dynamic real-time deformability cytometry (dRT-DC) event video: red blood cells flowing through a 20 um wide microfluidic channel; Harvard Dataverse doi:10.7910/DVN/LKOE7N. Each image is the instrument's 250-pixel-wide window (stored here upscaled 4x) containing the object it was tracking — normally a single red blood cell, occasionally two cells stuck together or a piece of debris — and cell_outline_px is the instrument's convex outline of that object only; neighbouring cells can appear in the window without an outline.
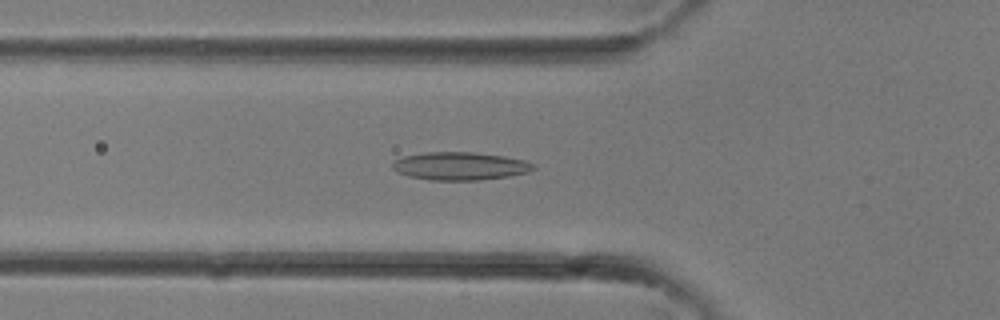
{"species": "common noctule bat (a hibernating species)", "species_latin": "Nyctalus noctula", "temperature_condition": "room temperature", "stored_images_in_passage": 32, "camera_frame_rate_fps": 3000, "um_per_image_px": 0.085, "animal": {"sex": "female"}, "frame": {"image": 1, "passage_image": 11, "time_ms": 3.333, "image_size_px": [1000, 320], "cell_outline_px": [[536, 168], [528, 172], [508, 176], [480, 180], [428, 180], [408, 176], [396, 172], [392, 168], [392, 164], [396, 160], [404, 156], [424, 152], [472, 152], [504, 156], [524, 160], [536, 164]], "centroid_in_image_um": [39.1, 14.12], "position_along_channel_um": 86.7, "area_um2": 23.06}}
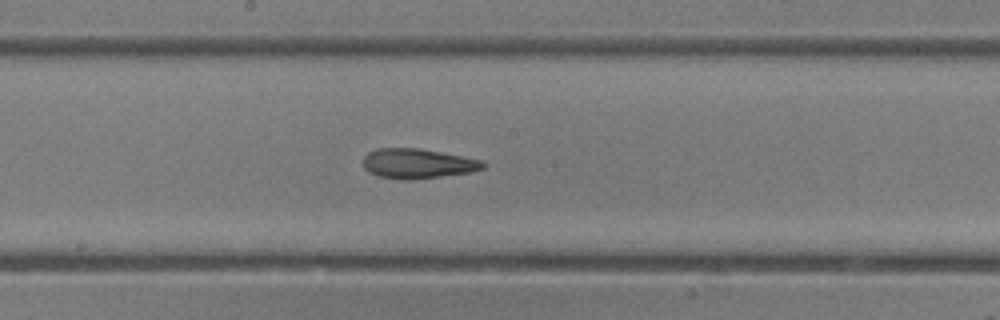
{"frame": {"image": 2, "passage_image": 17, "time_ms": 5.333, "image_size_px": [1000, 320], "cell_outline_px": [[484, 168], [468, 172], [412, 180], [400, 180], [380, 176], [368, 172], [364, 168], [364, 156], [368, 152], [376, 148], [420, 148], [484, 160]], "centroid_in_image_um": [35.47, 13.89], "position_along_channel_um": 212.7, "area_um2": 20.81}}
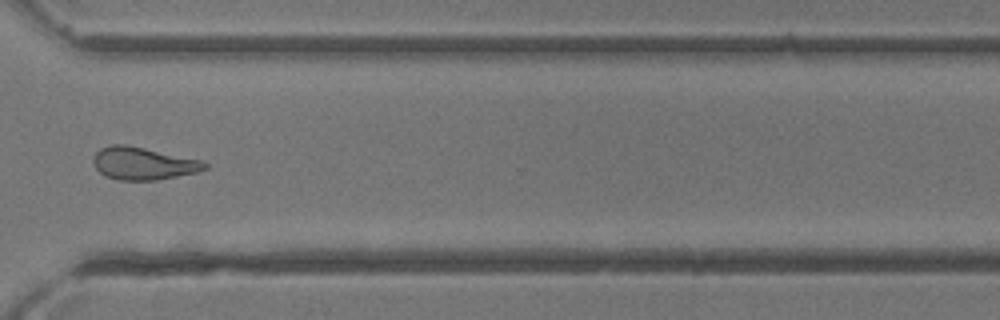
{"frame": {"image": 3, "passage_image": 24, "time_ms": 7.667, "image_size_px": [1000, 320], "cell_outline_px": [[208, 168], [196, 172], [156, 180], [120, 180], [104, 176], [96, 168], [92, 160], [96, 152], [100, 148], [112, 144], [124, 144], [204, 160], [208, 164]], "centroid_in_image_um": [12.17, 13.89], "position_along_channel_um": 358.4, "area_um2": 21.15}}